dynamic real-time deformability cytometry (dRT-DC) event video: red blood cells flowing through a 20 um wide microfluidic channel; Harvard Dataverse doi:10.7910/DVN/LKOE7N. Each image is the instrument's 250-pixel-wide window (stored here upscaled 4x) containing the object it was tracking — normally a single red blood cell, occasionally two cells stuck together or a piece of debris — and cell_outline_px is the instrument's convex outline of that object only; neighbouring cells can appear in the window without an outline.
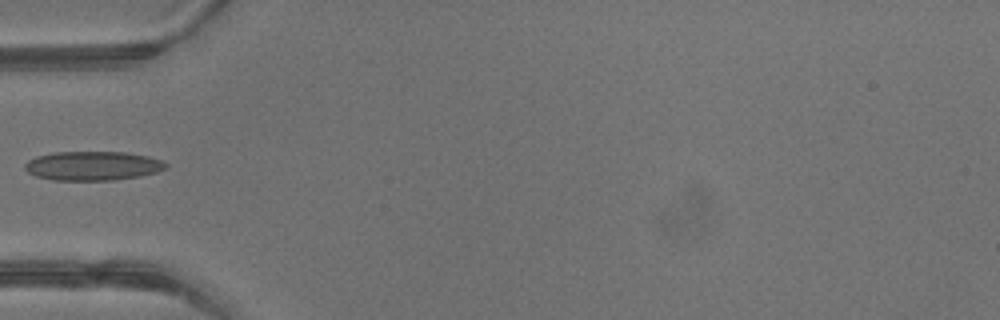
{"species": "common noctule bat (a hibernating species)", "species_latin": "Nyctalus noctula", "temperature_condition": "warm", "stored_images_in_passage": 3, "camera_frame_rate_fps": 3000, "um_per_image_px": 0.085, "animal": {"sex": "male", "body_mass_g": 13.3}, "frame": {"image": 1, "passage_image": 3, "time_ms": 0.667, "image_size_px": [1000, 320], "cell_outline_px": [[168, 168], [156, 172], [140, 176], [112, 180], [52, 180], [36, 176], [28, 172], [24, 168], [24, 164], [28, 160], [36, 156], [56, 152], [124, 152], [148, 156], [160, 160], [168, 164]], "centroid_in_image_um": [7.88, 14.09], "position_along_channel_um": 77.1, "area_um2": 23.93}}